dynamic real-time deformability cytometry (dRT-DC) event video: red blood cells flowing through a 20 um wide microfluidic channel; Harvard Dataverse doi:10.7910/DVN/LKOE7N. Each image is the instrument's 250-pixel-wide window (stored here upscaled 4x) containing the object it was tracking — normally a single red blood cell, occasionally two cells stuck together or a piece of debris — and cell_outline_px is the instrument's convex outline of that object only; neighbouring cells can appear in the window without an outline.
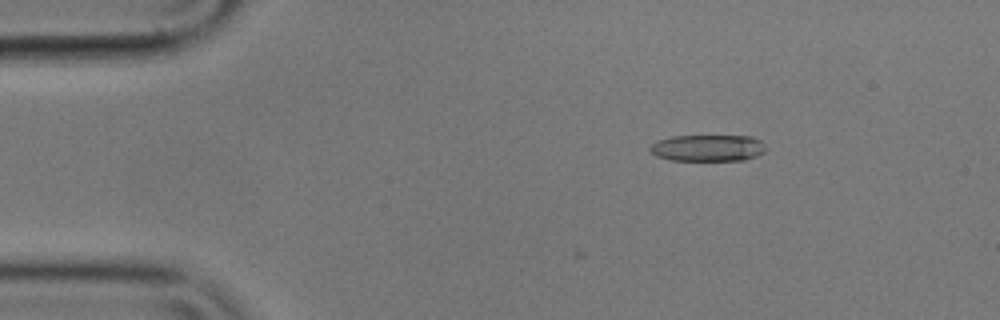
{"species": "common noctule bat (a hibernating species)", "species_latin": "Nyctalus noctula", "temperature_condition": "cold", "stored_images_in_passage": 7, "camera_frame_rate_fps": 3000, "um_per_image_px": 0.085, "animal": {"sex": "male", "body_mass_g": 17.9}, "frame": {"image": 1, "passage_image": 5, "time_ms": 1.333, "image_size_px": [1000, 320], "cell_outline_px": [[768, 148], [764, 152], [756, 156], [744, 160], [672, 160], [656, 156], [648, 148], [656, 140], [672, 136], [752, 136], [760, 140]], "centroid_in_image_um": [60.18, 12.57], "position_along_channel_um": 24.8, "area_um2": 18.03}}